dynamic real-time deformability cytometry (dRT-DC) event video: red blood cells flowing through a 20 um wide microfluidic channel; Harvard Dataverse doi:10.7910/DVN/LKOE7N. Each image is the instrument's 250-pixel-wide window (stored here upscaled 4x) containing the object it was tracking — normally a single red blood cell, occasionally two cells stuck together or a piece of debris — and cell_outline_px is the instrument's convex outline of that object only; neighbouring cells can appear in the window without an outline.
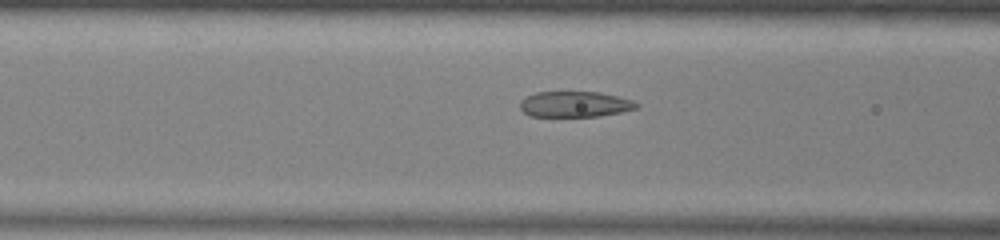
{"species": "common noctule bat (a hibernating species)", "species_latin": "Nyctalus noctula", "temperature_condition": "warm", "stored_images_in_passage": 51, "camera_frame_rate_fps": 3000, "um_per_image_px": 0.085, "animal": {"sex": "male", "body_mass_g": 13.0, "forearm_length_mm": 53.1}, "frame": {"image": 1, "passage_image": 20, "time_ms": 6.333, "image_size_px": [1000, 240], "cell_outline_px": [[640, 104], [636, 108], [620, 112], [600, 116], [528, 116], [520, 108], [520, 100], [524, 96], [536, 92], [600, 92], [632, 100]], "centroid_in_image_um": [48.82, 8.85], "position_along_channel_um": 117.8, "area_um2": 17.46}}
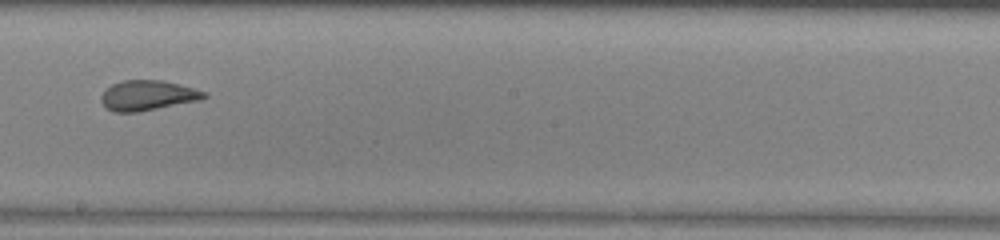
{"frame": {"image": 2, "passage_image": 29, "time_ms": 9.333, "image_size_px": [1000, 240], "cell_outline_px": [[208, 96], [200, 100], [136, 112], [112, 112], [100, 100], [100, 96], [112, 84], [124, 80], [160, 80], [208, 92]], "centroid_in_image_um": [12.55, 8.11], "position_along_channel_um": 235.7, "area_um2": 17.74}}
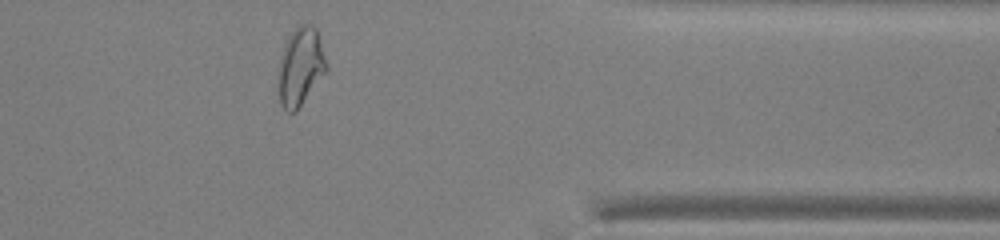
{"frame": {"image": 3, "passage_image": 42, "time_ms": 13.667, "image_size_px": [1000, 240], "cell_outline_px": [[328, 68], [296, 112], [288, 112], [280, 104], [276, 88], [276, 84], [280, 60], [288, 36], [296, 24], [312, 24], [316, 28]], "centroid_in_image_um": [25.5, 5.67], "position_along_channel_um": 385.9, "area_um2": 22.02}, "authors_computed_cell_mechanics": {"area_um2": 20.519, "velocity_mm_per_s": 3.936, "shape_relaxation_time_tau1_ms": 10.6244, "shape_relaxation_time_tau2_ms": 0.9966, "deformation_change_tau1": 0.2554, "deformation_change_tau2": 0.0822}}